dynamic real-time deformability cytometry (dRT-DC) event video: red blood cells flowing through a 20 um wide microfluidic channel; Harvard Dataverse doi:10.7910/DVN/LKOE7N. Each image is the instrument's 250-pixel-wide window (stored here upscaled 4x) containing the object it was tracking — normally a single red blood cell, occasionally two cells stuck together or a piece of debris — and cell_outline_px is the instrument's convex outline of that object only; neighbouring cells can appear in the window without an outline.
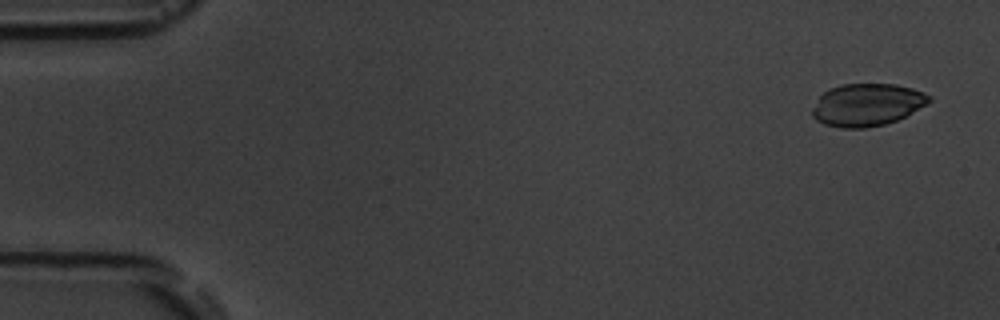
{"species": "common noctule bat (a hibernating species)", "species_latin": "Nyctalus noctula", "temperature_condition": "room temperature", "stored_images_in_passage": 4, "camera_frame_rate_fps": 3000, "um_per_image_px": 0.085, "animal": {"sex": "male", "body_mass_g": 19.5, "forearm_length_mm": 54.6}, "frame": {"image": 1, "passage_image": 1, "time_ms": 0.0, "image_size_px": [1000, 320], "cell_outline_px": [[932, 100], [912, 112], [896, 120], [884, 124], [864, 128], [844, 128], [824, 124], [816, 120], [812, 116], [812, 108], [820, 96], [828, 88], [840, 84], [896, 84], [912, 88], [924, 92], [932, 96]], "centroid_in_image_um": [73.68, 8.89], "position_along_channel_um": 11.3, "area_um2": 28.84}}
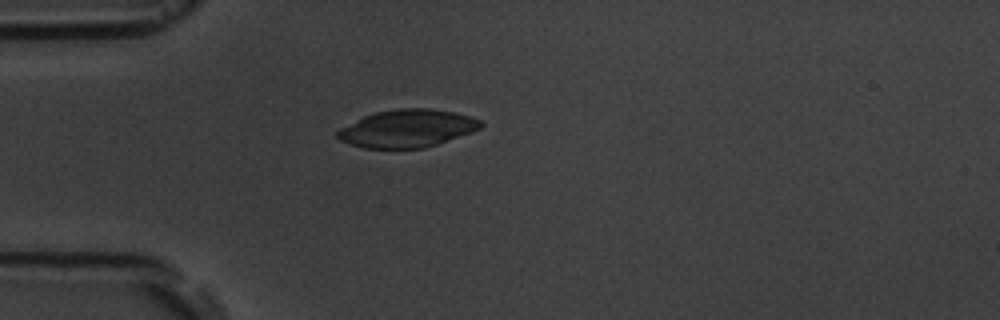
{"frame": {"image": 2, "passage_image": 4, "time_ms": 4.333, "image_size_px": [1000, 320], "cell_outline_px": [[484, 124], [480, 128], [436, 144], [424, 148], [364, 148], [348, 144], [340, 140], [336, 136], [336, 132], [340, 128], [364, 116], [376, 112], [396, 108], [428, 108], [456, 112], [480, 120]], "centroid_in_image_um": [34.57, 10.91], "position_along_channel_um": 50.4, "area_um2": 31.21}}